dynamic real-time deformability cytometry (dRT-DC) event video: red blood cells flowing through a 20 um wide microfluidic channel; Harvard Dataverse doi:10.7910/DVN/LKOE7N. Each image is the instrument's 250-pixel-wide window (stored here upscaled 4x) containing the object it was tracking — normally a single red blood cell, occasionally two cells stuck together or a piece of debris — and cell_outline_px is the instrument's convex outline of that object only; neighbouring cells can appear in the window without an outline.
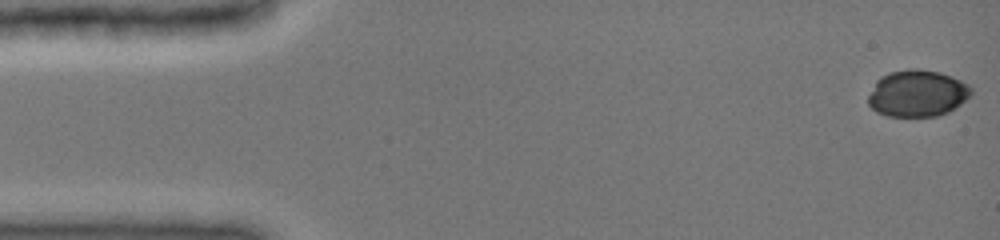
{"species": "common noctule bat (a hibernating species)", "species_latin": "Nyctalus noctula", "temperature_condition": "cold", "stored_images_in_passage": 48, "camera_frame_rate_fps": 3000, "um_per_image_px": 0.085, "animal": {"sex": "female", "body_mass_g": 19.0, "forearm_length_mm": 51.5}, "frame": {"image": 1, "passage_image": 1, "time_ms": 0.0, "image_size_px": [1000, 240], "cell_outline_px": [[972, 96], [948, 112], [936, 116], [888, 116], [876, 112], [868, 104], [868, 96], [876, 80], [880, 76], [888, 72], [908, 68], [916, 68], [940, 72], [960, 80], [968, 84], [972, 88]], "centroid_in_image_um": [77.97, 7.92], "position_along_channel_um": 7.0, "area_um2": 28.26}}
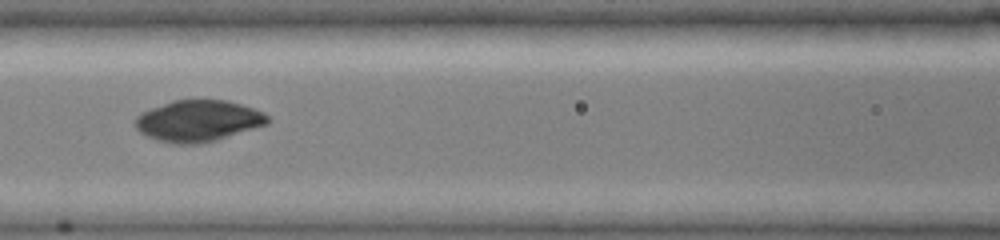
{"frame": {"image": 2, "passage_image": 21, "time_ms": 6.667, "image_size_px": [1000, 240], "cell_outline_px": [[272, 120], [268, 124], [216, 140], [200, 144], [172, 144], [156, 140], [140, 132], [136, 128], [136, 116], [140, 112], [172, 100], [228, 100], [264, 112]], "centroid_in_image_um": [16.85, 10.28], "position_along_channel_um": 149.8, "area_um2": 32.02}}
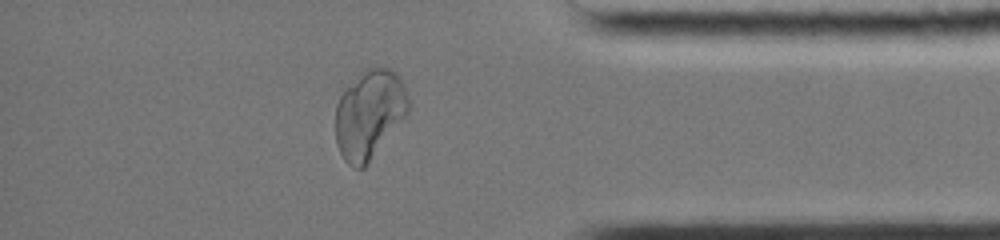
{"frame": {"image": 3, "passage_image": 41, "time_ms": 13.333, "image_size_px": [1000, 240], "cell_outline_px": [[408, 112], [368, 164], [364, 168], [356, 168], [348, 164], [344, 160], [336, 144], [336, 104], [344, 88], [364, 68], [388, 68], [396, 72], [400, 76], [404, 84], [408, 96]], "centroid_in_image_um": [31.38, 9.69], "position_along_channel_um": 403.8, "area_um2": 37.74}}